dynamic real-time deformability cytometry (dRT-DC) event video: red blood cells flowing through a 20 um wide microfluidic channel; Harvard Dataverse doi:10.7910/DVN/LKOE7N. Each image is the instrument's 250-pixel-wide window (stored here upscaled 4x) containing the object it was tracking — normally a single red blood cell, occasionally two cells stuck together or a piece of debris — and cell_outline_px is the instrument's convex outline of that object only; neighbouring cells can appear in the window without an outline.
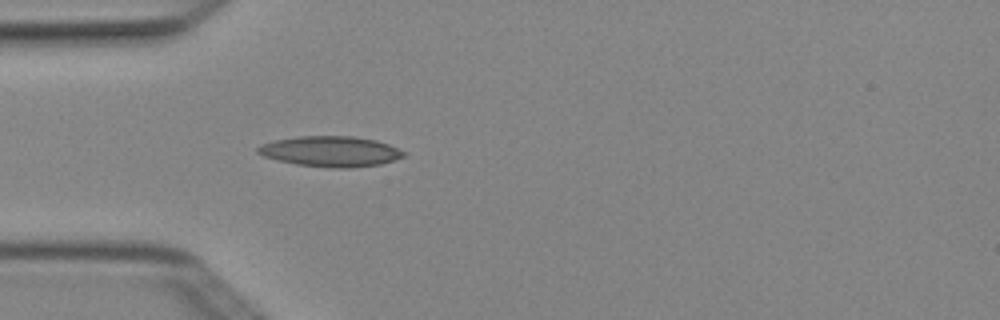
{"species": "Egyptian fruit bat (a non-hibernating species)", "species_latin": "Rousettus aegyptiacus", "temperature_condition": "cold", "stored_images_in_passage": 3, "camera_frame_rate_fps": 3000, "um_per_image_px": 0.085, "animal": {"sex": "female"}, "frame": {"image": 1, "passage_image": 3, "time_ms": 0.667, "image_size_px": [1000, 320], "cell_outline_px": [[404, 156], [380, 164], [348, 168], [332, 168], [296, 164], [264, 156], [256, 152], [256, 148], [260, 144], [276, 140], [300, 136], [352, 136], [376, 140], [388, 144], [404, 152]], "centroid_in_image_um": [28.07, 12.86], "position_along_channel_um": 56.9, "area_um2": 25.61}}